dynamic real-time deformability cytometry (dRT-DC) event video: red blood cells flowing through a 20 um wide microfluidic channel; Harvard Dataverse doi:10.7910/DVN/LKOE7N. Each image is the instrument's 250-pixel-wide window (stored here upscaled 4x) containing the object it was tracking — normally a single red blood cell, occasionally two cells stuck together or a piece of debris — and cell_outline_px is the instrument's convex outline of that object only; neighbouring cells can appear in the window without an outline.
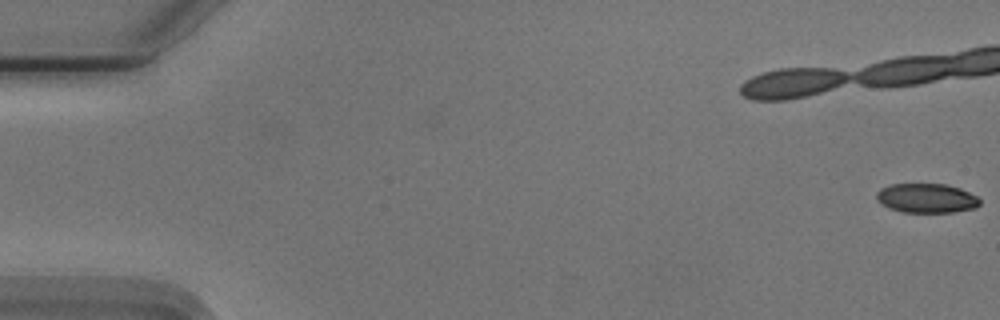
{"species": "Egyptian fruit bat (a non-hibernating species)", "species_latin": "Rousettus aegyptiacus", "temperature_condition": "cold", "stored_images_in_passage": 24, "camera_frame_rate_fps": 3000, "um_per_image_px": 0.085, "animal": {"sex": "male"}, "frame": {"image": 1, "passage_image": 1, "time_ms": 0.0, "image_size_px": [1000, 320], "cell_outline_px": [[980, 204], [976, 208], [952, 212], [904, 212], [888, 208], [880, 204], [876, 200], [876, 192], [880, 188], [892, 184], [944, 184], [960, 188], [976, 196], [980, 200]], "centroid_in_image_um": [78.72, 16.85], "position_along_channel_um": 6.3, "area_um2": 17.74}}